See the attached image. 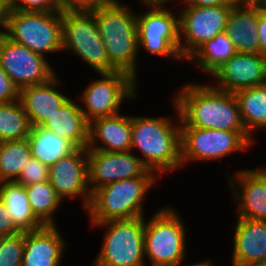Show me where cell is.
Segmentation results:
<instances>
[{"mask_svg": "<svg viewBox=\"0 0 266 266\" xmlns=\"http://www.w3.org/2000/svg\"><path fill=\"white\" fill-rule=\"evenodd\" d=\"M48 181L62 201L66 197H82L83 206L87 210L92 198L88 186L87 148H76L49 166Z\"/></svg>", "mask_w": 266, "mask_h": 266, "instance_id": "obj_15", "label": "cell"}, {"mask_svg": "<svg viewBox=\"0 0 266 266\" xmlns=\"http://www.w3.org/2000/svg\"><path fill=\"white\" fill-rule=\"evenodd\" d=\"M212 76L217 89L235 93L266 83V58L258 53L236 52Z\"/></svg>", "mask_w": 266, "mask_h": 266, "instance_id": "obj_16", "label": "cell"}, {"mask_svg": "<svg viewBox=\"0 0 266 266\" xmlns=\"http://www.w3.org/2000/svg\"><path fill=\"white\" fill-rule=\"evenodd\" d=\"M241 119L249 136L252 131L266 128V83L234 93Z\"/></svg>", "mask_w": 266, "mask_h": 266, "instance_id": "obj_26", "label": "cell"}, {"mask_svg": "<svg viewBox=\"0 0 266 266\" xmlns=\"http://www.w3.org/2000/svg\"><path fill=\"white\" fill-rule=\"evenodd\" d=\"M228 181L239 204L237 217L266 221V168L239 170Z\"/></svg>", "mask_w": 266, "mask_h": 266, "instance_id": "obj_17", "label": "cell"}, {"mask_svg": "<svg viewBox=\"0 0 266 266\" xmlns=\"http://www.w3.org/2000/svg\"><path fill=\"white\" fill-rule=\"evenodd\" d=\"M10 8L18 11L57 12L56 0H10Z\"/></svg>", "mask_w": 266, "mask_h": 266, "instance_id": "obj_33", "label": "cell"}, {"mask_svg": "<svg viewBox=\"0 0 266 266\" xmlns=\"http://www.w3.org/2000/svg\"><path fill=\"white\" fill-rule=\"evenodd\" d=\"M185 266H212L211 262L206 260L205 262H200L197 264H192V265H185Z\"/></svg>", "mask_w": 266, "mask_h": 266, "instance_id": "obj_42", "label": "cell"}, {"mask_svg": "<svg viewBox=\"0 0 266 266\" xmlns=\"http://www.w3.org/2000/svg\"><path fill=\"white\" fill-rule=\"evenodd\" d=\"M27 141L31 156L48 167L76 149L69 140L40 126L31 128Z\"/></svg>", "mask_w": 266, "mask_h": 266, "instance_id": "obj_25", "label": "cell"}, {"mask_svg": "<svg viewBox=\"0 0 266 266\" xmlns=\"http://www.w3.org/2000/svg\"><path fill=\"white\" fill-rule=\"evenodd\" d=\"M235 53L233 42L224 31L202 45L188 60L193 61L201 71L212 75Z\"/></svg>", "mask_w": 266, "mask_h": 266, "instance_id": "obj_27", "label": "cell"}, {"mask_svg": "<svg viewBox=\"0 0 266 266\" xmlns=\"http://www.w3.org/2000/svg\"><path fill=\"white\" fill-rule=\"evenodd\" d=\"M59 83L60 80L54 76L48 82L19 90V101L28 115L32 127L40 126L69 99L68 96L55 90V86H58Z\"/></svg>", "mask_w": 266, "mask_h": 266, "instance_id": "obj_20", "label": "cell"}, {"mask_svg": "<svg viewBox=\"0 0 266 266\" xmlns=\"http://www.w3.org/2000/svg\"><path fill=\"white\" fill-rule=\"evenodd\" d=\"M20 231L15 227L12 218L0 199V237L14 235Z\"/></svg>", "mask_w": 266, "mask_h": 266, "instance_id": "obj_36", "label": "cell"}, {"mask_svg": "<svg viewBox=\"0 0 266 266\" xmlns=\"http://www.w3.org/2000/svg\"><path fill=\"white\" fill-rule=\"evenodd\" d=\"M40 127L52 130L69 140L76 148L88 146L89 122L85 119L81 106L71 98L48 117Z\"/></svg>", "mask_w": 266, "mask_h": 266, "instance_id": "obj_23", "label": "cell"}, {"mask_svg": "<svg viewBox=\"0 0 266 266\" xmlns=\"http://www.w3.org/2000/svg\"><path fill=\"white\" fill-rule=\"evenodd\" d=\"M258 10L266 12V0H255L252 3Z\"/></svg>", "mask_w": 266, "mask_h": 266, "instance_id": "obj_40", "label": "cell"}, {"mask_svg": "<svg viewBox=\"0 0 266 266\" xmlns=\"http://www.w3.org/2000/svg\"><path fill=\"white\" fill-rule=\"evenodd\" d=\"M93 226H105V236L93 266H146L144 253V216L110 220Z\"/></svg>", "mask_w": 266, "mask_h": 266, "instance_id": "obj_6", "label": "cell"}, {"mask_svg": "<svg viewBox=\"0 0 266 266\" xmlns=\"http://www.w3.org/2000/svg\"><path fill=\"white\" fill-rule=\"evenodd\" d=\"M142 3L150 10L136 15L138 49L183 61L179 50V16L165 7L168 0H142Z\"/></svg>", "mask_w": 266, "mask_h": 266, "instance_id": "obj_9", "label": "cell"}, {"mask_svg": "<svg viewBox=\"0 0 266 266\" xmlns=\"http://www.w3.org/2000/svg\"><path fill=\"white\" fill-rule=\"evenodd\" d=\"M57 225L24 232V250L21 266H60L66 242Z\"/></svg>", "mask_w": 266, "mask_h": 266, "instance_id": "obj_18", "label": "cell"}, {"mask_svg": "<svg viewBox=\"0 0 266 266\" xmlns=\"http://www.w3.org/2000/svg\"><path fill=\"white\" fill-rule=\"evenodd\" d=\"M62 50H72L98 73L117 71L109 62L95 15L91 11L61 12Z\"/></svg>", "mask_w": 266, "mask_h": 266, "instance_id": "obj_8", "label": "cell"}, {"mask_svg": "<svg viewBox=\"0 0 266 266\" xmlns=\"http://www.w3.org/2000/svg\"><path fill=\"white\" fill-rule=\"evenodd\" d=\"M157 178L153 171L148 170L141 177L118 180L98 188L86 210L91 223L144 216V196Z\"/></svg>", "mask_w": 266, "mask_h": 266, "instance_id": "obj_4", "label": "cell"}, {"mask_svg": "<svg viewBox=\"0 0 266 266\" xmlns=\"http://www.w3.org/2000/svg\"><path fill=\"white\" fill-rule=\"evenodd\" d=\"M59 11H92L108 0H56Z\"/></svg>", "mask_w": 266, "mask_h": 266, "instance_id": "obj_34", "label": "cell"}, {"mask_svg": "<svg viewBox=\"0 0 266 266\" xmlns=\"http://www.w3.org/2000/svg\"><path fill=\"white\" fill-rule=\"evenodd\" d=\"M31 158L26 139L0 142V182L15 181Z\"/></svg>", "mask_w": 266, "mask_h": 266, "instance_id": "obj_29", "label": "cell"}, {"mask_svg": "<svg viewBox=\"0 0 266 266\" xmlns=\"http://www.w3.org/2000/svg\"><path fill=\"white\" fill-rule=\"evenodd\" d=\"M24 232L0 237V266H21Z\"/></svg>", "mask_w": 266, "mask_h": 266, "instance_id": "obj_31", "label": "cell"}, {"mask_svg": "<svg viewBox=\"0 0 266 266\" xmlns=\"http://www.w3.org/2000/svg\"><path fill=\"white\" fill-rule=\"evenodd\" d=\"M27 198L35 217L43 225H55L54 213L62 203L49 181L25 186Z\"/></svg>", "mask_w": 266, "mask_h": 266, "instance_id": "obj_28", "label": "cell"}, {"mask_svg": "<svg viewBox=\"0 0 266 266\" xmlns=\"http://www.w3.org/2000/svg\"><path fill=\"white\" fill-rule=\"evenodd\" d=\"M259 54L266 58V12L258 10Z\"/></svg>", "mask_w": 266, "mask_h": 266, "instance_id": "obj_37", "label": "cell"}, {"mask_svg": "<svg viewBox=\"0 0 266 266\" xmlns=\"http://www.w3.org/2000/svg\"><path fill=\"white\" fill-rule=\"evenodd\" d=\"M144 218V253L151 266H180L185 259L186 231L173 207Z\"/></svg>", "mask_w": 266, "mask_h": 266, "instance_id": "obj_5", "label": "cell"}, {"mask_svg": "<svg viewBox=\"0 0 266 266\" xmlns=\"http://www.w3.org/2000/svg\"><path fill=\"white\" fill-rule=\"evenodd\" d=\"M0 199L20 232L34 231L44 226L31 210L25 186L16 181L0 182Z\"/></svg>", "mask_w": 266, "mask_h": 266, "instance_id": "obj_24", "label": "cell"}, {"mask_svg": "<svg viewBox=\"0 0 266 266\" xmlns=\"http://www.w3.org/2000/svg\"><path fill=\"white\" fill-rule=\"evenodd\" d=\"M5 35L29 50L46 56L62 50L61 12L10 10Z\"/></svg>", "mask_w": 266, "mask_h": 266, "instance_id": "obj_7", "label": "cell"}, {"mask_svg": "<svg viewBox=\"0 0 266 266\" xmlns=\"http://www.w3.org/2000/svg\"><path fill=\"white\" fill-rule=\"evenodd\" d=\"M174 106L178 125L168 117L132 116L131 150L139 149L143 165L157 176L182 168L180 117Z\"/></svg>", "mask_w": 266, "mask_h": 266, "instance_id": "obj_2", "label": "cell"}, {"mask_svg": "<svg viewBox=\"0 0 266 266\" xmlns=\"http://www.w3.org/2000/svg\"><path fill=\"white\" fill-rule=\"evenodd\" d=\"M19 100V89L0 66V103H9Z\"/></svg>", "mask_w": 266, "mask_h": 266, "instance_id": "obj_35", "label": "cell"}, {"mask_svg": "<svg viewBox=\"0 0 266 266\" xmlns=\"http://www.w3.org/2000/svg\"><path fill=\"white\" fill-rule=\"evenodd\" d=\"M132 151L105 152L87 149L88 186L93 194L112 182L143 176L148 169Z\"/></svg>", "mask_w": 266, "mask_h": 266, "instance_id": "obj_14", "label": "cell"}, {"mask_svg": "<svg viewBox=\"0 0 266 266\" xmlns=\"http://www.w3.org/2000/svg\"><path fill=\"white\" fill-rule=\"evenodd\" d=\"M235 4L219 6H185L179 15V50L182 59H189L202 45L226 30L228 16ZM182 38L185 40L181 42Z\"/></svg>", "mask_w": 266, "mask_h": 266, "instance_id": "obj_11", "label": "cell"}, {"mask_svg": "<svg viewBox=\"0 0 266 266\" xmlns=\"http://www.w3.org/2000/svg\"><path fill=\"white\" fill-rule=\"evenodd\" d=\"M243 266H266V259L265 260H261V261H255Z\"/></svg>", "mask_w": 266, "mask_h": 266, "instance_id": "obj_41", "label": "cell"}, {"mask_svg": "<svg viewBox=\"0 0 266 266\" xmlns=\"http://www.w3.org/2000/svg\"><path fill=\"white\" fill-rule=\"evenodd\" d=\"M99 80L84 89L81 111L88 122L95 118L119 114L122 101L135 98L137 81L122 71L99 73Z\"/></svg>", "mask_w": 266, "mask_h": 266, "instance_id": "obj_12", "label": "cell"}, {"mask_svg": "<svg viewBox=\"0 0 266 266\" xmlns=\"http://www.w3.org/2000/svg\"><path fill=\"white\" fill-rule=\"evenodd\" d=\"M236 52L258 53V9L252 3H235L225 30Z\"/></svg>", "mask_w": 266, "mask_h": 266, "instance_id": "obj_22", "label": "cell"}, {"mask_svg": "<svg viewBox=\"0 0 266 266\" xmlns=\"http://www.w3.org/2000/svg\"><path fill=\"white\" fill-rule=\"evenodd\" d=\"M232 266L266 259V221L237 217Z\"/></svg>", "mask_w": 266, "mask_h": 266, "instance_id": "obj_21", "label": "cell"}, {"mask_svg": "<svg viewBox=\"0 0 266 266\" xmlns=\"http://www.w3.org/2000/svg\"><path fill=\"white\" fill-rule=\"evenodd\" d=\"M31 123L19 100L0 103V142L26 139Z\"/></svg>", "mask_w": 266, "mask_h": 266, "instance_id": "obj_30", "label": "cell"}, {"mask_svg": "<svg viewBox=\"0 0 266 266\" xmlns=\"http://www.w3.org/2000/svg\"><path fill=\"white\" fill-rule=\"evenodd\" d=\"M230 1L233 0H184L186 6L202 7L225 5L228 4Z\"/></svg>", "mask_w": 266, "mask_h": 266, "instance_id": "obj_39", "label": "cell"}, {"mask_svg": "<svg viewBox=\"0 0 266 266\" xmlns=\"http://www.w3.org/2000/svg\"><path fill=\"white\" fill-rule=\"evenodd\" d=\"M175 96L180 127L247 132L234 93L212 85L187 84Z\"/></svg>", "mask_w": 266, "mask_h": 266, "instance_id": "obj_1", "label": "cell"}, {"mask_svg": "<svg viewBox=\"0 0 266 266\" xmlns=\"http://www.w3.org/2000/svg\"><path fill=\"white\" fill-rule=\"evenodd\" d=\"M0 66L19 90L48 82L56 75L46 57L12 41L5 34L0 36Z\"/></svg>", "mask_w": 266, "mask_h": 266, "instance_id": "obj_13", "label": "cell"}, {"mask_svg": "<svg viewBox=\"0 0 266 266\" xmlns=\"http://www.w3.org/2000/svg\"><path fill=\"white\" fill-rule=\"evenodd\" d=\"M235 3H253L255 0H233Z\"/></svg>", "mask_w": 266, "mask_h": 266, "instance_id": "obj_43", "label": "cell"}, {"mask_svg": "<svg viewBox=\"0 0 266 266\" xmlns=\"http://www.w3.org/2000/svg\"><path fill=\"white\" fill-rule=\"evenodd\" d=\"M10 10V0H0V27L4 29L0 31V36L6 33Z\"/></svg>", "mask_w": 266, "mask_h": 266, "instance_id": "obj_38", "label": "cell"}, {"mask_svg": "<svg viewBox=\"0 0 266 266\" xmlns=\"http://www.w3.org/2000/svg\"><path fill=\"white\" fill-rule=\"evenodd\" d=\"M132 117L116 114L99 117L89 122L87 149L105 152H126L131 150ZM103 146H98L96 141ZM105 145V146H104Z\"/></svg>", "mask_w": 266, "mask_h": 266, "instance_id": "obj_19", "label": "cell"}, {"mask_svg": "<svg viewBox=\"0 0 266 266\" xmlns=\"http://www.w3.org/2000/svg\"><path fill=\"white\" fill-rule=\"evenodd\" d=\"M48 171L49 167L47 165L31 156L15 181L23 186H29L37 182H46L48 181Z\"/></svg>", "mask_w": 266, "mask_h": 266, "instance_id": "obj_32", "label": "cell"}, {"mask_svg": "<svg viewBox=\"0 0 266 266\" xmlns=\"http://www.w3.org/2000/svg\"><path fill=\"white\" fill-rule=\"evenodd\" d=\"M119 0H108L91 12L95 15L110 64L137 81L136 13Z\"/></svg>", "mask_w": 266, "mask_h": 266, "instance_id": "obj_3", "label": "cell"}, {"mask_svg": "<svg viewBox=\"0 0 266 266\" xmlns=\"http://www.w3.org/2000/svg\"><path fill=\"white\" fill-rule=\"evenodd\" d=\"M182 166L191 160H217L247 150L253 138L247 132L180 127Z\"/></svg>", "mask_w": 266, "mask_h": 266, "instance_id": "obj_10", "label": "cell"}]
</instances>
